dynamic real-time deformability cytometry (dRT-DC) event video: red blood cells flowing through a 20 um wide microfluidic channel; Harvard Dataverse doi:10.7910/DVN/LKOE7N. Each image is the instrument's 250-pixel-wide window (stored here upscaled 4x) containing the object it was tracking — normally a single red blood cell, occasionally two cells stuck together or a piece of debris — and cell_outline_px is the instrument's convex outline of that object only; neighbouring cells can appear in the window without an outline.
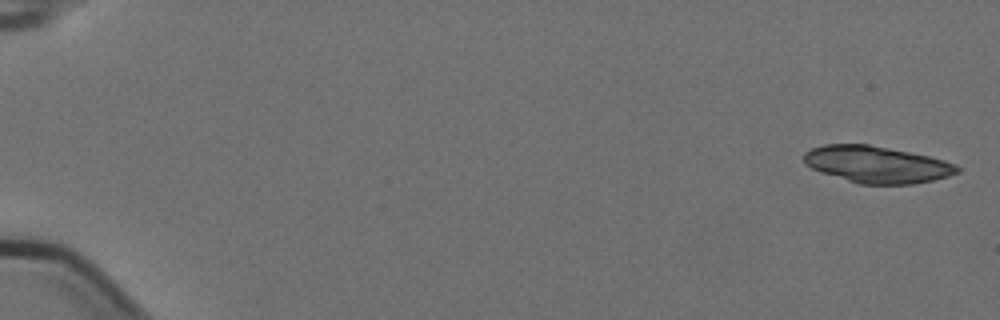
{"species": "Egyptian fruit bat (a non-hibernating species)", "species_latin": "Rousettus aegyptiacus", "temperature_condition": "cold", "stored_images_in_passage": 8, "camera_frame_rate_fps": 3000, "um_per_image_px": 0.085, "animal": {"sex": "female"}, "frame": {"image": 1, "passage_image": 1, "time_ms": 0.0, "image_size_px": [1000, 320], "cell_outline_px": [[960, 172], [948, 176], [932, 180], [912, 184], [860, 184], [820, 172], [804, 164], [804, 152], [812, 148], [824, 144], [868, 144], [928, 156], [944, 160], [956, 164], [960, 168]], "centroid_in_image_um": [74.52, 13.98], "position_along_channel_um": 10.5, "area_um2": 32.71}}
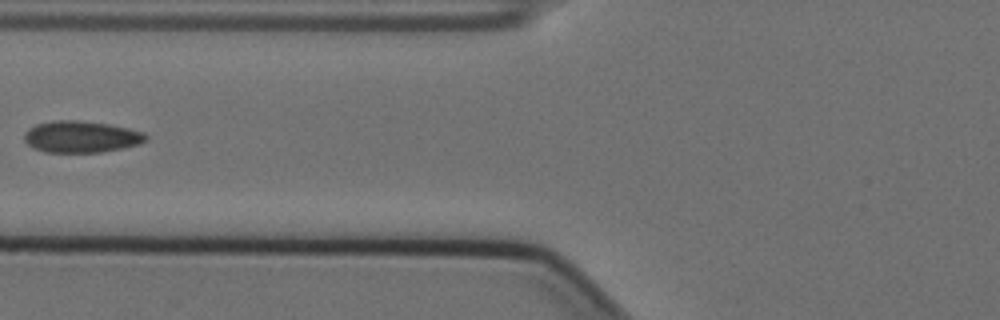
{"frame": {"image": 2, "passage_image": 7, "time_ms": 2.0, "image_size_px": [1000, 320], "cell_outline_px": [[148, 140], [140, 144], [100, 152], [44, 152], [32, 148], [24, 140], [24, 132], [28, 128], [36, 124], [52, 120], [76, 120], [108, 124], [128, 128], [144, 132], [148, 136]], "centroid_in_image_um": [6.88, 11.62], "position_along_channel_um": 118.9, "area_um2": 22.54}}
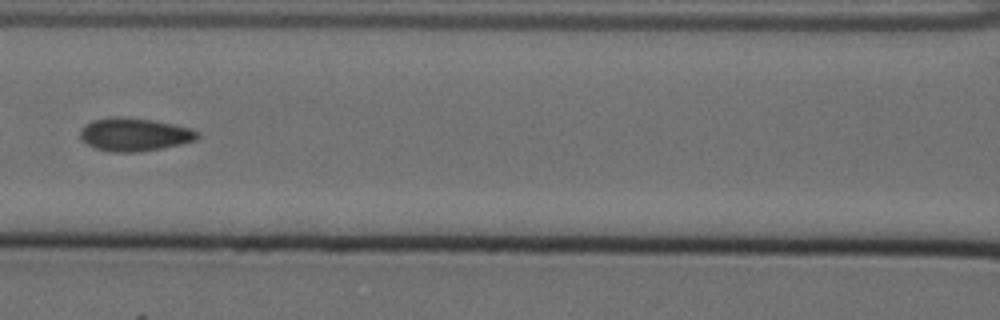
{"frame": {"image": 3, "passage_image": 8, "time_ms": 2.333, "image_size_px": [1000, 320], "cell_outline_px": [[200, 136], [196, 140], [180, 144], [160, 148], [136, 152], [112, 152], [96, 148], [80, 140], [80, 128], [84, 124], [92, 120], [112, 116], [120, 116], [152, 120], [192, 128], [200, 132]], "centroid_in_image_um": [11.4, 11.42], "position_along_channel_um": 155.2, "area_um2": 22.77}}